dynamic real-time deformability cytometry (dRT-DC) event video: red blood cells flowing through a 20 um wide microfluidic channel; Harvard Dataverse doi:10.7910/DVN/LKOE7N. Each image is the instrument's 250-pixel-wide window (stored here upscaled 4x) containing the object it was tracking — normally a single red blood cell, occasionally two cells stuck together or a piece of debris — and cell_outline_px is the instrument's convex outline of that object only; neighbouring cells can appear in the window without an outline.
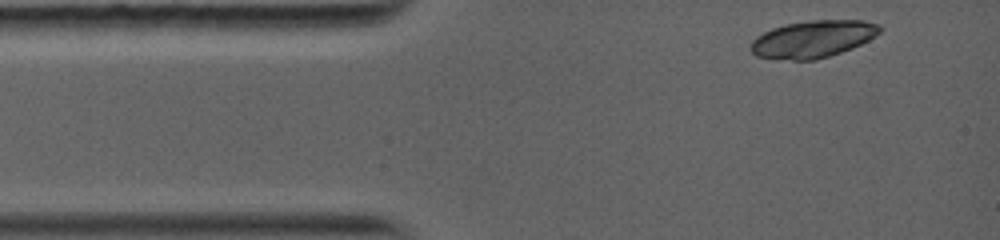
{"species": "common noctule bat (a hibernating species)", "species_latin": "Nyctalus noctula", "temperature_condition": "warm", "stored_images_in_passage": 3, "camera_frame_rate_fps": 5000, "um_per_image_px": 0.085, "animal": {"sex": "female", "body_mass_g": 19.0, "forearm_length_mm": 56.7}, "frame": {"image": 1, "passage_image": 1, "time_ms": 0.0, "image_size_px": [1000, 240], "cell_outline_px": [[880, 32], [876, 36], [852, 48], [816, 60], [792, 60], [756, 56], [748, 48], [752, 40], [756, 36], [772, 28], [784, 24], [808, 20], [864, 20], [880, 24]], "centroid_in_image_um": [69.08, 3.31], "position_along_channel_um": 15.9, "area_um2": 28.03}}